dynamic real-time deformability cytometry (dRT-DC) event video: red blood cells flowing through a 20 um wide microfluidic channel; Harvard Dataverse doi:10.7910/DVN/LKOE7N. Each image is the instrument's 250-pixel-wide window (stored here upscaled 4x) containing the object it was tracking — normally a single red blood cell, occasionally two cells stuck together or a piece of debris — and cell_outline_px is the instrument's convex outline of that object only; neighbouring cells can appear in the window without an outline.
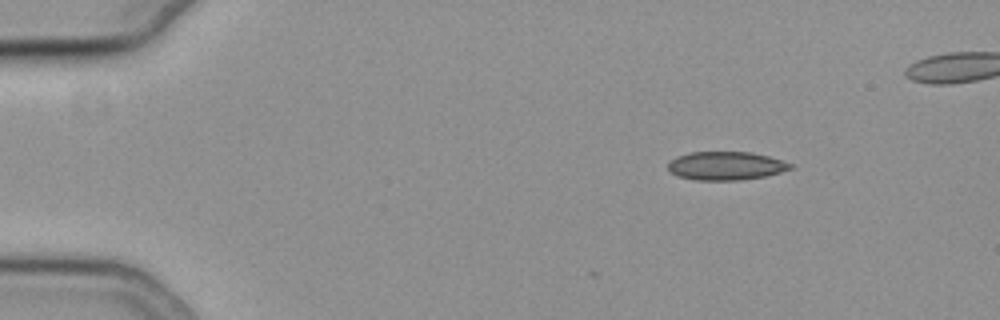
{"species": "common noctule bat (a hibernating species)", "species_latin": "Nyctalus noctula", "temperature_condition": "cold", "stored_images_in_passage": 3, "camera_frame_rate_fps": 3000, "um_per_image_px": 0.085, "animal": {"sex": "female", "body_mass_g": 19.3, "forearm_length_mm": 54.1}, "frame": {"image": 1, "passage_image": 1, "time_ms": 0.0, "image_size_px": [1000, 320], "cell_outline_px": [[792, 168], [780, 172], [764, 176], [740, 180], [696, 180], [676, 176], [668, 168], [668, 164], [676, 156], [692, 152], [752, 152], [768, 156], [792, 164]], "centroid_in_image_um": [61.68, 14.09], "position_along_channel_um": 23.3, "area_um2": 20.11}}